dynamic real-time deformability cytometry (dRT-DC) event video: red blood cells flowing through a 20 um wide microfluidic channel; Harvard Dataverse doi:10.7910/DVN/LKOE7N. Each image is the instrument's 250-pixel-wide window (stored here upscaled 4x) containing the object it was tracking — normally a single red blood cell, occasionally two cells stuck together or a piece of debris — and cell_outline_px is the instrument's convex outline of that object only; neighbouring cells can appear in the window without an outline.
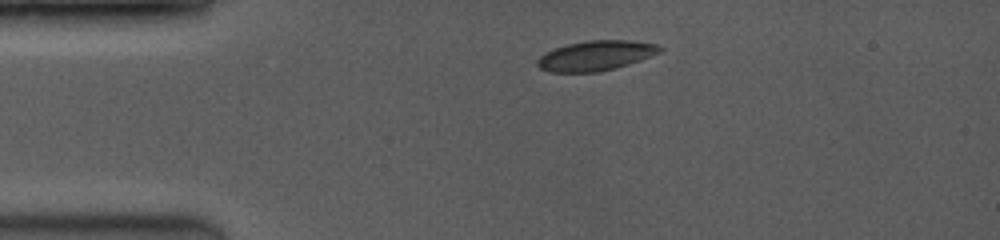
{"species": "common noctule bat (a hibernating species)", "species_latin": "Nyctalus noctula", "temperature_condition": "room temperature", "stored_images_in_passage": 18, "camera_frame_rate_fps": 3500, "um_per_image_px": 0.085, "animal": {"sex": "female", "body_mass_g": 19.0, "forearm_length_mm": 53.3}, "frame": {"image": 1, "passage_image": 1, "time_ms": 0.0, "image_size_px": [1000, 240], "cell_outline_px": [[664, 48], [660, 52], [652, 56], [616, 68], [600, 72], [548, 72], [540, 68], [536, 64], [536, 60], [544, 52], [568, 44], [588, 40], [628, 40], [660, 44]], "centroid_in_image_um": [50.66, 4.73], "position_along_channel_um": 34.3, "area_um2": 21.56}}
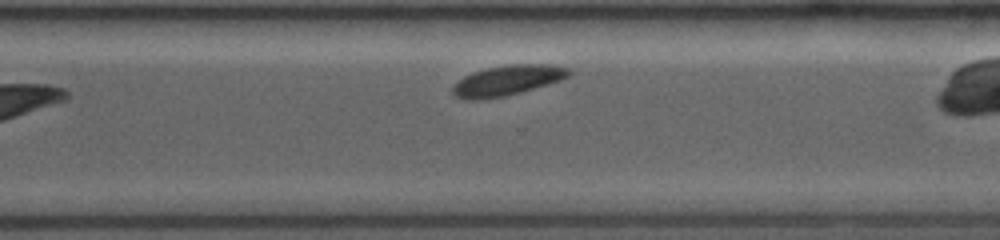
{"frame": {"image": 2, "passage_image": 18, "time_ms": 9.143, "image_size_px": [1000, 240], "cell_outline_px": [[572, 72], [568, 76], [560, 80], [548, 84], [520, 92], [504, 96], [480, 100], [464, 100], [456, 96], [452, 92], [452, 88], [464, 76], [472, 72], [488, 68], [508, 64], [548, 64], [568, 68]], "centroid_in_image_um": [43.11, 6.83], "position_along_channel_um": 327.5, "area_um2": 20.29}}